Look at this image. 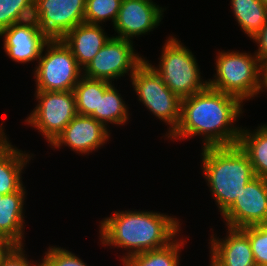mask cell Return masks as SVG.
<instances>
[{
  "label": "cell",
  "mask_w": 267,
  "mask_h": 266,
  "mask_svg": "<svg viewBox=\"0 0 267 266\" xmlns=\"http://www.w3.org/2000/svg\"><path fill=\"white\" fill-rule=\"evenodd\" d=\"M241 105L238 97L207 87L182 99L179 124L168 138L204 135V147L237 145L242 128L232 123L242 113Z\"/></svg>",
  "instance_id": "obj_1"
},
{
  "label": "cell",
  "mask_w": 267,
  "mask_h": 266,
  "mask_svg": "<svg viewBox=\"0 0 267 266\" xmlns=\"http://www.w3.org/2000/svg\"><path fill=\"white\" fill-rule=\"evenodd\" d=\"M179 220L149 211H121L100 222L102 244L129 249L126 256L167 246L180 230ZM133 249V250H132Z\"/></svg>",
  "instance_id": "obj_2"
},
{
  "label": "cell",
  "mask_w": 267,
  "mask_h": 266,
  "mask_svg": "<svg viewBox=\"0 0 267 266\" xmlns=\"http://www.w3.org/2000/svg\"><path fill=\"white\" fill-rule=\"evenodd\" d=\"M202 149L204 177L220 214H223L235 202L245 185L256 176L248 156L238 145Z\"/></svg>",
  "instance_id": "obj_3"
},
{
  "label": "cell",
  "mask_w": 267,
  "mask_h": 266,
  "mask_svg": "<svg viewBox=\"0 0 267 266\" xmlns=\"http://www.w3.org/2000/svg\"><path fill=\"white\" fill-rule=\"evenodd\" d=\"M215 79L208 87L238 97L241 101L259 94L260 60L256 55L240 52H219Z\"/></svg>",
  "instance_id": "obj_4"
},
{
  "label": "cell",
  "mask_w": 267,
  "mask_h": 266,
  "mask_svg": "<svg viewBox=\"0 0 267 266\" xmlns=\"http://www.w3.org/2000/svg\"><path fill=\"white\" fill-rule=\"evenodd\" d=\"M176 39L169 37L163 47L159 67L153 68L167 87L183 99L205 90L208 81H201V72L194 55Z\"/></svg>",
  "instance_id": "obj_5"
},
{
  "label": "cell",
  "mask_w": 267,
  "mask_h": 266,
  "mask_svg": "<svg viewBox=\"0 0 267 266\" xmlns=\"http://www.w3.org/2000/svg\"><path fill=\"white\" fill-rule=\"evenodd\" d=\"M131 81L139 101L158 119L170 125L167 136L171 135L181 118L182 99L167 87L153 65L146 60L132 74Z\"/></svg>",
  "instance_id": "obj_6"
},
{
  "label": "cell",
  "mask_w": 267,
  "mask_h": 266,
  "mask_svg": "<svg viewBox=\"0 0 267 266\" xmlns=\"http://www.w3.org/2000/svg\"><path fill=\"white\" fill-rule=\"evenodd\" d=\"M44 47L47 52L41 53L34 72L36 91H73L82 69L71 50L61 39H50Z\"/></svg>",
  "instance_id": "obj_7"
},
{
  "label": "cell",
  "mask_w": 267,
  "mask_h": 266,
  "mask_svg": "<svg viewBox=\"0 0 267 266\" xmlns=\"http://www.w3.org/2000/svg\"><path fill=\"white\" fill-rule=\"evenodd\" d=\"M38 104L25 120L51 144L77 115L74 91H36Z\"/></svg>",
  "instance_id": "obj_8"
},
{
  "label": "cell",
  "mask_w": 267,
  "mask_h": 266,
  "mask_svg": "<svg viewBox=\"0 0 267 266\" xmlns=\"http://www.w3.org/2000/svg\"><path fill=\"white\" fill-rule=\"evenodd\" d=\"M145 61L134 53L132 40L110 37L95 57L83 69V76L112 83L130 71V76Z\"/></svg>",
  "instance_id": "obj_9"
},
{
  "label": "cell",
  "mask_w": 267,
  "mask_h": 266,
  "mask_svg": "<svg viewBox=\"0 0 267 266\" xmlns=\"http://www.w3.org/2000/svg\"><path fill=\"white\" fill-rule=\"evenodd\" d=\"M86 0H35L32 19L49 39H61L84 23Z\"/></svg>",
  "instance_id": "obj_10"
},
{
  "label": "cell",
  "mask_w": 267,
  "mask_h": 266,
  "mask_svg": "<svg viewBox=\"0 0 267 266\" xmlns=\"http://www.w3.org/2000/svg\"><path fill=\"white\" fill-rule=\"evenodd\" d=\"M221 215L230 228L267 224V179L253 178Z\"/></svg>",
  "instance_id": "obj_11"
},
{
  "label": "cell",
  "mask_w": 267,
  "mask_h": 266,
  "mask_svg": "<svg viewBox=\"0 0 267 266\" xmlns=\"http://www.w3.org/2000/svg\"><path fill=\"white\" fill-rule=\"evenodd\" d=\"M164 8L152 0H122L114 29L117 38L130 40L152 31L162 20Z\"/></svg>",
  "instance_id": "obj_12"
},
{
  "label": "cell",
  "mask_w": 267,
  "mask_h": 266,
  "mask_svg": "<svg viewBox=\"0 0 267 266\" xmlns=\"http://www.w3.org/2000/svg\"><path fill=\"white\" fill-rule=\"evenodd\" d=\"M4 36V50L15 62L39 60L45 44L50 40L34 19L13 24L0 31Z\"/></svg>",
  "instance_id": "obj_13"
},
{
  "label": "cell",
  "mask_w": 267,
  "mask_h": 266,
  "mask_svg": "<svg viewBox=\"0 0 267 266\" xmlns=\"http://www.w3.org/2000/svg\"><path fill=\"white\" fill-rule=\"evenodd\" d=\"M107 127L91 116L76 115L51 143L54 148L63 144L77 153H90L103 146L109 138Z\"/></svg>",
  "instance_id": "obj_14"
},
{
  "label": "cell",
  "mask_w": 267,
  "mask_h": 266,
  "mask_svg": "<svg viewBox=\"0 0 267 266\" xmlns=\"http://www.w3.org/2000/svg\"><path fill=\"white\" fill-rule=\"evenodd\" d=\"M227 230V238H211V262L215 266H256L248 236L241 229Z\"/></svg>",
  "instance_id": "obj_15"
},
{
  "label": "cell",
  "mask_w": 267,
  "mask_h": 266,
  "mask_svg": "<svg viewBox=\"0 0 267 266\" xmlns=\"http://www.w3.org/2000/svg\"><path fill=\"white\" fill-rule=\"evenodd\" d=\"M109 38L100 25L84 22L66 33L61 40L71 50L79 67L84 69Z\"/></svg>",
  "instance_id": "obj_16"
},
{
  "label": "cell",
  "mask_w": 267,
  "mask_h": 266,
  "mask_svg": "<svg viewBox=\"0 0 267 266\" xmlns=\"http://www.w3.org/2000/svg\"><path fill=\"white\" fill-rule=\"evenodd\" d=\"M3 131L0 126V194L5 195L23 187L21 173L31 157L14 148Z\"/></svg>",
  "instance_id": "obj_17"
},
{
  "label": "cell",
  "mask_w": 267,
  "mask_h": 266,
  "mask_svg": "<svg viewBox=\"0 0 267 266\" xmlns=\"http://www.w3.org/2000/svg\"><path fill=\"white\" fill-rule=\"evenodd\" d=\"M25 187L19 191L5 194L0 199V234L8 238L15 245H22L23 233V206Z\"/></svg>",
  "instance_id": "obj_18"
},
{
  "label": "cell",
  "mask_w": 267,
  "mask_h": 266,
  "mask_svg": "<svg viewBox=\"0 0 267 266\" xmlns=\"http://www.w3.org/2000/svg\"><path fill=\"white\" fill-rule=\"evenodd\" d=\"M252 133L241 129L237 145L248 156L255 176L267 179V125Z\"/></svg>",
  "instance_id": "obj_19"
},
{
  "label": "cell",
  "mask_w": 267,
  "mask_h": 266,
  "mask_svg": "<svg viewBox=\"0 0 267 266\" xmlns=\"http://www.w3.org/2000/svg\"><path fill=\"white\" fill-rule=\"evenodd\" d=\"M235 19L248 37L252 38L267 22V7L261 0H231Z\"/></svg>",
  "instance_id": "obj_20"
},
{
  "label": "cell",
  "mask_w": 267,
  "mask_h": 266,
  "mask_svg": "<svg viewBox=\"0 0 267 266\" xmlns=\"http://www.w3.org/2000/svg\"><path fill=\"white\" fill-rule=\"evenodd\" d=\"M118 92L114 85L105 92H99L98 110L90 115L105 127L108 123L124 125L129 119L128 108Z\"/></svg>",
  "instance_id": "obj_21"
},
{
  "label": "cell",
  "mask_w": 267,
  "mask_h": 266,
  "mask_svg": "<svg viewBox=\"0 0 267 266\" xmlns=\"http://www.w3.org/2000/svg\"><path fill=\"white\" fill-rule=\"evenodd\" d=\"M184 241L172 240L167 246L123 259L124 266H179L180 248Z\"/></svg>",
  "instance_id": "obj_22"
},
{
  "label": "cell",
  "mask_w": 267,
  "mask_h": 266,
  "mask_svg": "<svg viewBox=\"0 0 267 266\" xmlns=\"http://www.w3.org/2000/svg\"><path fill=\"white\" fill-rule=\"evenodd\" d=\"M111 85L109 81L90 79L82 75L73 90L77 114L90 116L98 110L99 92H105Z\"/></svg>",
  "instance_id": "obj_23"
},
{
  "label": "cell",
  "mask_w": 267,
  "mask_h": 266,
  "mask_svg": "<svg viewBox=\"0 0 267 266\" xmlns=\"http://www.w3.org/2000/svg\"><path fill=\"white\" fill-rule=\"evenodd\" d=\"M35 0H0V31L32 19Z\"/></svg>",
  "instance_id": "obj_24"
},
{
  "label": "cell",
  "mask_w": 267,
  "mask_h": 266,
  "mask_svg": "<svg viewBox=\"0 0 267 266\" xmlns=\"http://www.w3.org/2000/svg\"><path fill=\"white\" fill-rule=\"evenodd\" d=\"M122 0H86L84 22L100 25L104 20L117 19Z\"/></svg>",
  "instance_id": "obj_25"
},
{
  "label": "cell",
  "mask_w": 267,
  "mask_h": 266,
  "mask_svg": "<svg viewBox=\"0 0 267 266\" xmlns=\"http://www.w3.org/2000/svg\"><path fill=\"white\" fill-rule=\"evenodd\" d=\"M249 238L256 266H267V224L241 229Z\"/></svg>",
  "instance_id": "obj_26"
},
{
  "label": "cell",
  "mask_w": 267,
  "mask_h": 266,
  "mask_svg": "<svg viewBox=\"0 0 267 266\" xmlns=\"http://www.w3.org/2000/svg\"><path fill=\"white\" fill-rule=\"evenodd\" d=\"M42 260L44 266H88L75 254L61 247H49Z\"/></svg>",
  "instance_id": "obj_27"
},
{
  "label": "cell",
  "mask_w": 267,
  "mask_h": 266,
  "mask_svg": "<svg viewBox=\"0 0 267 266\" xmlns=\"http://www.w3.org/2000/svg\"><path fill=\"white\" fill-rule=\"evenodd\" d=\"M22 245H15L3 258L0 266H44V262L31 264L25 257Z\"/></svg>",
  "instance_id": "obj_28"
},
{
  "label": "cell",
  "mask_w": 267,
  "mask_h": 266,
  "mask_svg": "<svg viewBox=\"0 0 267 266\" xmlns=\"http://www.w3.org/2000/svg\"><path fill=\"white\" fill-rule=\"evenodd\" d=\"M252 39L259 44V49L254 54L261 61L267 59V22L261 31H259Z\"/></svg>",
  "instance_id": "obj_29"
},
{
  "label": "cell",
  "mask_w": 267,
  "mask_h": 266,
  "mask_svg": "<svg viewBox=\"0 0 267 266\" xmlns=\"http://www.w3.org/2000/svg\"><path fill=\"white\" fill-rule=\"evenodd\" d=\"M14 246L15 244L13 242L0 234V263Z\"/></svg>",
  "instance_id": "obj_30"
},
{
  "label": "cell",
  "mask_w": 267,
  "mask_h": 266,
  "mask_svg": "<svg viewBox=\"0 0 267 266\" xmlns=\"http://www.w3.org/2000/svg\"><path fill=\"white\" fill-rule=\"evenodd\" d=\"M260 76L259 92L267 89V59L260 62Z\"/></svg>",
  "instance_id": "obj_31"
},
{
  "label": "cell",
  "mask_w": 267,
  "mask_h": 266,
  "mask_svg": "<svg viewBox=\"0 0 267 266\" xmlns=\"http://www.w3.org/2000/svg\"><path fill=\"white\" fill-rule=\"evenodd\" d=\"M264 4H265V6L267 7V0H261Z\"/></svg>",
  "instance_id": "obj_32"
}]
</instances>
